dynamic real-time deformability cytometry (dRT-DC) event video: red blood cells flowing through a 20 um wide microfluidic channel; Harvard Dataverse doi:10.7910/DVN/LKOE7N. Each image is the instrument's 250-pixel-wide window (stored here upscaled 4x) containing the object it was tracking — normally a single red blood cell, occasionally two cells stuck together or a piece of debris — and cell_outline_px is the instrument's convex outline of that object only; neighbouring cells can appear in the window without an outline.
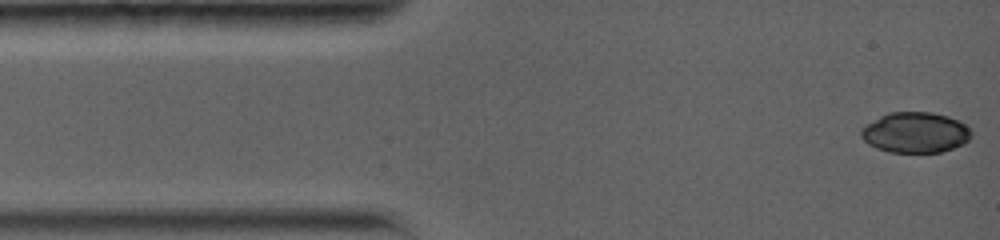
{"species": "common noctule bat (a hibernating species)", "species_latin": "Nyctalus noctula", "temperature_condition": "warm", "stored_images_in_passage": 7, "camera_frame_rate_fps": 5000, "um_per_image_px": 0.085, "animal": {"sex": "female", "body_mass_g": 19.0, "forearm_length_mm": 56.7}, "frame": {"image": 1, "passage_image": 1, "time_ms": 0.0, "image_size_px": [1000, 240], "cell_outline_px": [[972, 136], [964, 144], [940, 152], [888, 152], [876, 148], [868, 144], [860, 136], [860, 128], [864, 124], [880, 116], [892, 112], [932, 112], [948, 116], [960, 120], [972, 128]], "centroid_in_image_um": [77.81, 11.25], "position_along_channel_um": 7.2, "area_um2": 26.47}}
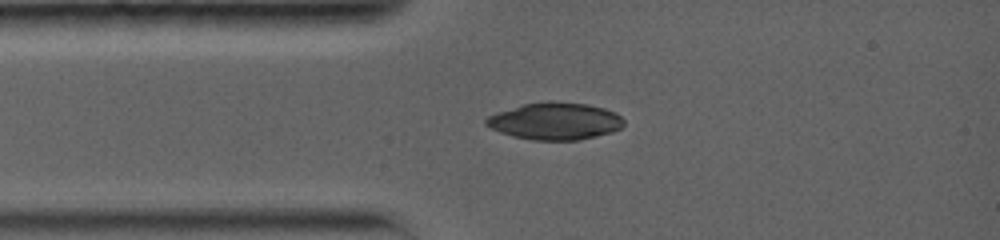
{"frame": {"image": 2, "passage_image": 7, "time_ms": 2.6, "image_size_px": [1000, 240], "cell_outline_px": [[624, 124], [620, 128], [612, 132], [580, 140], [532, 140], [512, 136], [500, 132], [484, 124], [484, 120], [488, 116], [496, 112], [520, 104], [548, 100], [552, 100], [588, 104], [604, 108], [616, 112], [624, 120]], "centroid_in_image_um": [47.16, 10.28], "position_along_channel_um": 37.8, "area_um2": 30.23}}